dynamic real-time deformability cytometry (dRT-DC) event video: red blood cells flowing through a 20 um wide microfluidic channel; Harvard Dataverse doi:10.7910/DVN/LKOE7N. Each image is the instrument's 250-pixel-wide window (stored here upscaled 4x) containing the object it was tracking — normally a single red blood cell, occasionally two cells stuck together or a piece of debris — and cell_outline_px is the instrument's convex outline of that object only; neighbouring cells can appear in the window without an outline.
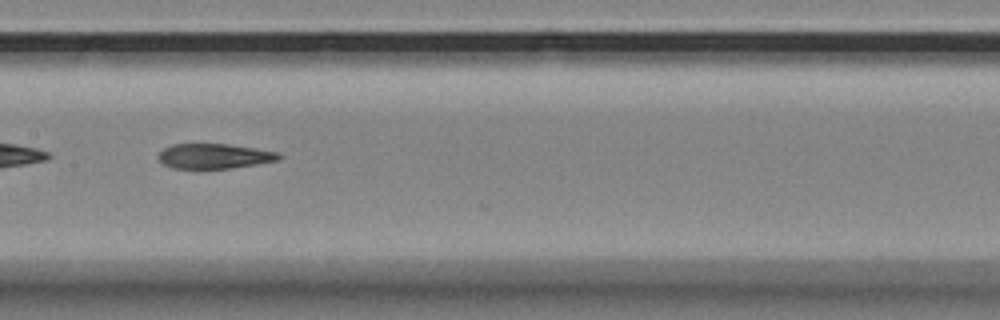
{"species": "Egyptian fruit bat (a non-hibernating species)", "species_latin": "Rousettus aegyptiacus", "temperature_condition": "room temperature", "stored_images_in_passage": 50, "segment_of_instrument_passage": [2, 2], "camera_frame_rate_fps": 3000, "um_per_image_px": 0.085, "animal": {"sex": "female"}, "frame": {"image": 1, "passage_image": 25, "time_ms": 8.0, "image_size_px": [1000, 320], "cell_outline_px": [[284, 156], [280, 160], [256, 164], [228, 168], [172, 168], [164, 164], [156, 156], [164, 148], [172, 144], [228, 144], [280, 152]], "centroid_in_image_um": [18.25, 13.26], "position_along_channel_um": 189.2, "area_um2": 17.51}}
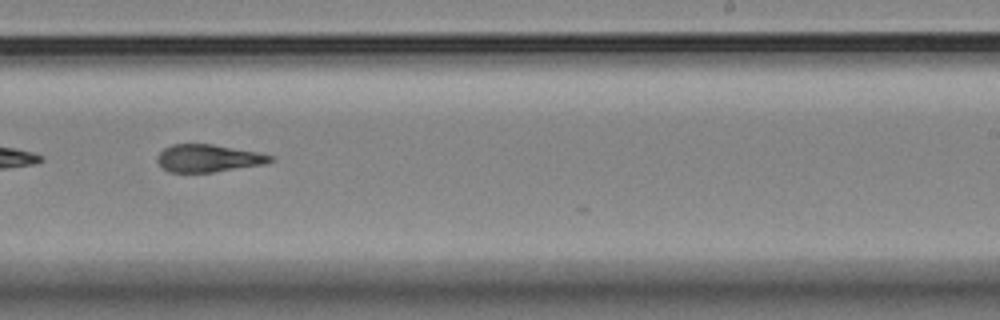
{"frame": {"image": 2, "passage_image": 32, "time_ms": 10.333, "image_size_px": [1000, 320], "cell_outline_px": [[276, 160], [264, 164], [212, 172], [168, 172], [156, 160], [156, 156], [164, 148], [172, 144], [212, 144], [256, 152], [272, 156]], "centroid_in_image_um": [17.68, 13.45], "position_along_channel_um": 271.3, "area_um2": 17.98}}
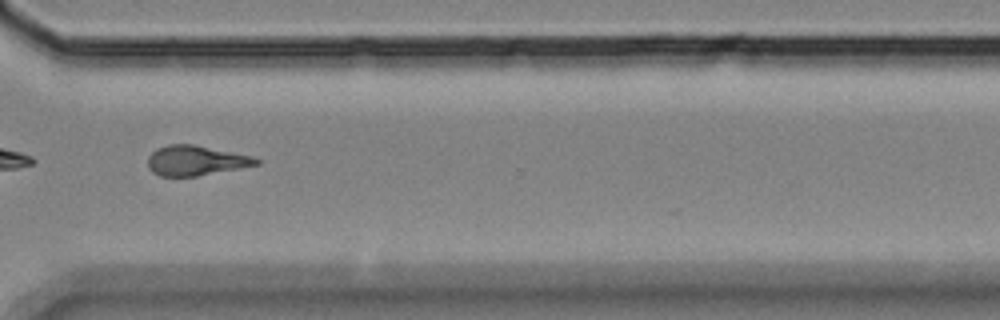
{"frame": {"image": 3, "passage_image": 39, "time_ms": 12.667, "image_size_px": [1000, 320], "cell_outline_px": [[260, 164], [196, 176], [160, 176], [152, 172], [148, 168], [148, 156], [156, 148], [168, 144], [192, 144], [252, 156], [260, 160]], "centroid_in_image_um": [16.6, 13.64], "position_along_channel_um": 354.0, "area_um2": 18.79}}